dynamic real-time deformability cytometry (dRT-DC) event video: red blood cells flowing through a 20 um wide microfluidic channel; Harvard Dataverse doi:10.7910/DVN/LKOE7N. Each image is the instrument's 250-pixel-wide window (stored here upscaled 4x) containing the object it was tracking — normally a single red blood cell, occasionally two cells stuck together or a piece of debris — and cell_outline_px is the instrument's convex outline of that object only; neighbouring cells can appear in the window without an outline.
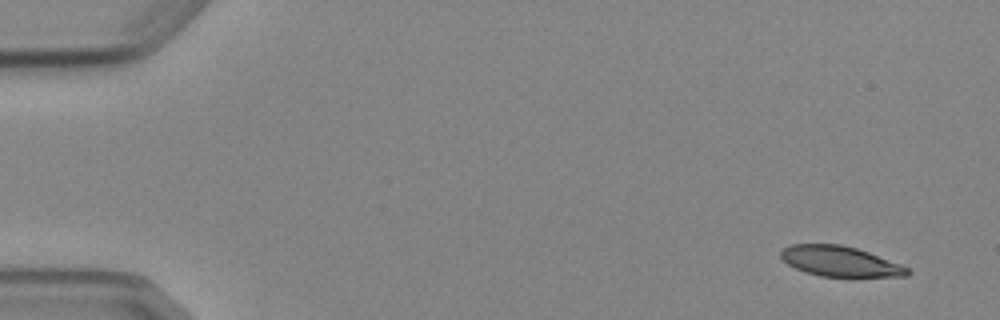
{"species": "Egyptian fruit bat (a non-hibernating species)", "species_latin": "Rousettus aegyptiacus", "temperature_condition": "cold", "stored_images_in_passage": 8, "camera_frame_rate_fps": 3000, "um_per_image_px": 0.085, "animal": {"sex": "female"}, "frame": {"image": 1, "passage_image": 1, "time_ms": 0.0, "image_size_px": [1000, 320], "cell_outline_px": [[908, 276], [820, 276], [796, 268], [788, 264], [780, 256], [780, 252], [784, 248], [792, 244], [840, 244], [856, 248], [868, 252], [900, 264], [908, 268]], "centroid_in_image_um": [71.38, 22.2], "position_along_channel_um": 13.6, "area_um2": 21.85}}
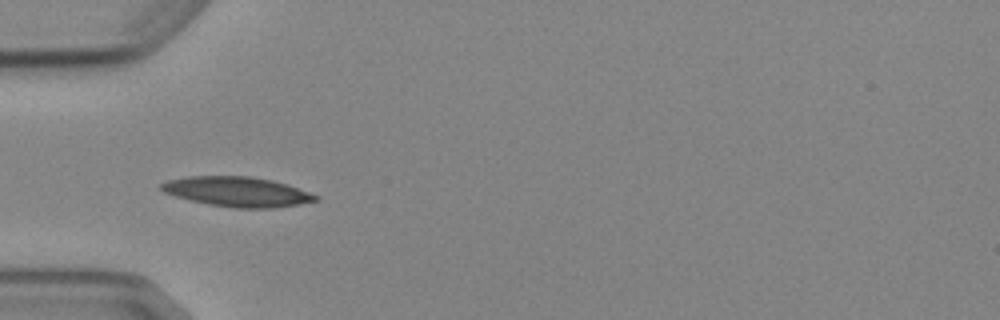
{"frame": {"image": 2, "passage_image": 5, "time_ms": 4.667, "image_size_px": [1000, 320], "cell_outline_px": [[320, 200], [300, 204], [272, 208], [232, 208], [208, 204], [176, 196], [164, 192], [160, 188], [160, 184], [168, 180], [188, 176], [252, 176], [272, 180], [288, 184], [320, 196]], "centroid_in_image_um": [20.21, 16.29], "position_along_channel_um": 64.8, "area_um2": 26.93}}
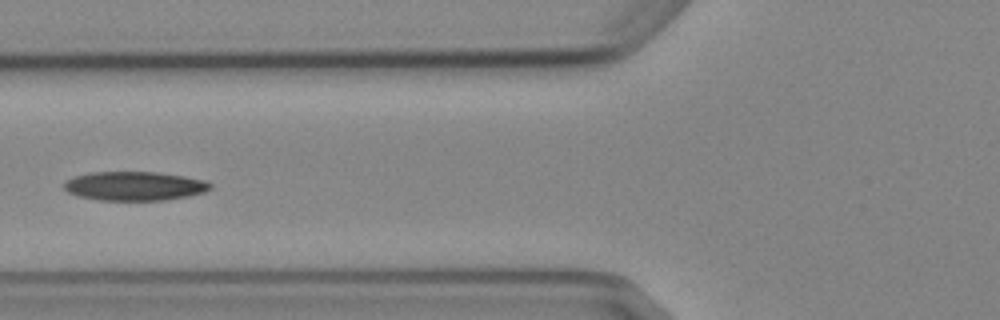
{"frame": {"image": 3, "passage_image": 6, "time_ms": 6.0, "image_size_px": [1000, 320], "cell_outline_px": [[212, 188], [204, 192], [188, 196], [164, 200], [96, 200], [76, 196], [68, 192], [64, 188], [64, 180], [72, 176], [88, 172], [156, 172], [184, 176], [204, 180], [212, 184]], "centroid_in_image_um": [11.38, 15.81], "position_along_channel_um": 114.4, "area_um2": 24.97}}